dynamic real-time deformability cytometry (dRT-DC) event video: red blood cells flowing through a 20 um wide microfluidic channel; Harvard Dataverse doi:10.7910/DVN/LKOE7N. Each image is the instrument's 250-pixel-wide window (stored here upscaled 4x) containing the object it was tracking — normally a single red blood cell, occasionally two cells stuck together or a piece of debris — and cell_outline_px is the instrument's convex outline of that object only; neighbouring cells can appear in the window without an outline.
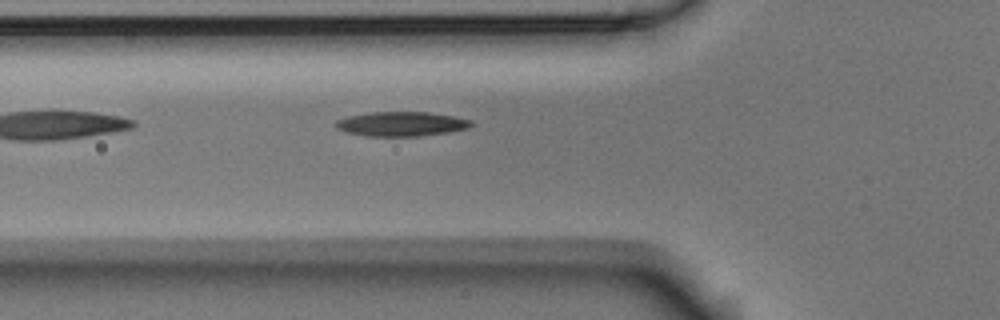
{"species": "Egyptian fruit bat (a non-hibernating species)", "species_latin": "Rousettus aegyptiacus", "temperature_condition": "room temperature", "stored_images_in_passage": 2, "camera_frame_rate_fps": 3000, "um_per_image_px": 0.085, "animal": {"sex": "male"}, "frame": {"image": 1, "passage_image": 2, "time_ms": 0.333, "image_size_px": [1000, 320], "cell_outline_px": [[472, 124], [468, 128], [448, 132], [416, 136], [368, 136], [348, 132], [336, 128], [332, 124], [336, 120], [348, 116], [372, 112], [428, 112], [452, 116], [472, 120]], "centroid_in_image_um": [34.08, 10.53], "position_along_channel_um": 91.7, "area_um2": 19.19}}